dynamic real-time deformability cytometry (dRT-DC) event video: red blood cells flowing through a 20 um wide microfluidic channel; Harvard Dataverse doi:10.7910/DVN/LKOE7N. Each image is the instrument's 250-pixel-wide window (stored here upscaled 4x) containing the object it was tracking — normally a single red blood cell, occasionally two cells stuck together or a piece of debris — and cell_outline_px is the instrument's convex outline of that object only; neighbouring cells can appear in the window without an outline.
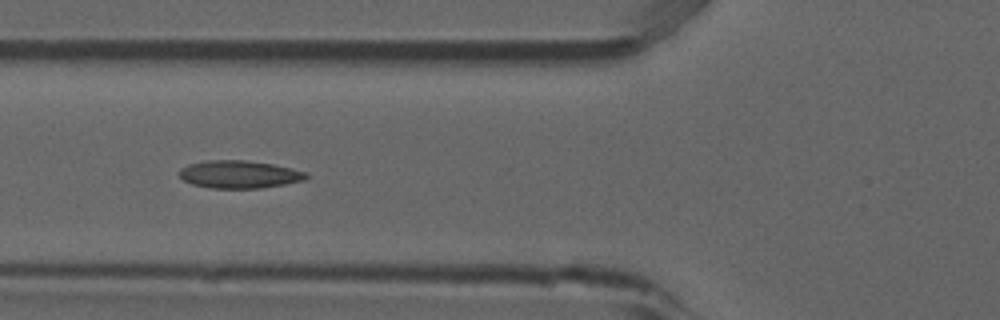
{"species": "common noctule bat (a hibernating species)", "species_latin": "Nyctalus noctula", "temperature_condition": "room temperature", "stored_images_in_passage": 6, "camera_frame_rate_fps": 3000, "um_per_image_px": 0.085, "animal": {"sex": "male", "forearm_length_mm": 52.5}, "frame": {"image": 1, "passage_image": 4, "time_ms": 1.0, "image_size_px": [1000, 320], "cell_outline_px": [[308, 176], [304, 180], [284, 184], [260, 188], [208, 188], [192, 184], [184, 180], [180, 176], [180, 168], [188, 164], [204, 160], [244, 160], [272, 164], [292, 168], [308, 172]], "centroid_in_image_um": [20.33, 14.81], "position_along_channel_um": 105.5, "area_um2": 20.52}}
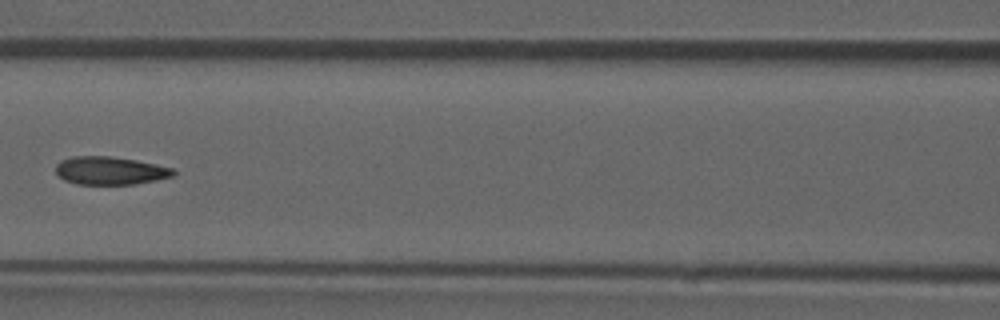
{"frame": {"image": 2, "passage_image": 5, "time_ms": 1.333, "image_size_px": [1000, 320], "cell_outline_px": [[176, 176], [136, 184], [76, 184], [64, 180], [56, 172], [56, 164], [60, 160], [72, 156], [112, 156], [136, 160], [156, 164], [172, 168], [176, 172]], "centroid_in_image_um": [9.37, 14.5], "position_along_channel_um": 157.2, "area_um2": 19.36}}